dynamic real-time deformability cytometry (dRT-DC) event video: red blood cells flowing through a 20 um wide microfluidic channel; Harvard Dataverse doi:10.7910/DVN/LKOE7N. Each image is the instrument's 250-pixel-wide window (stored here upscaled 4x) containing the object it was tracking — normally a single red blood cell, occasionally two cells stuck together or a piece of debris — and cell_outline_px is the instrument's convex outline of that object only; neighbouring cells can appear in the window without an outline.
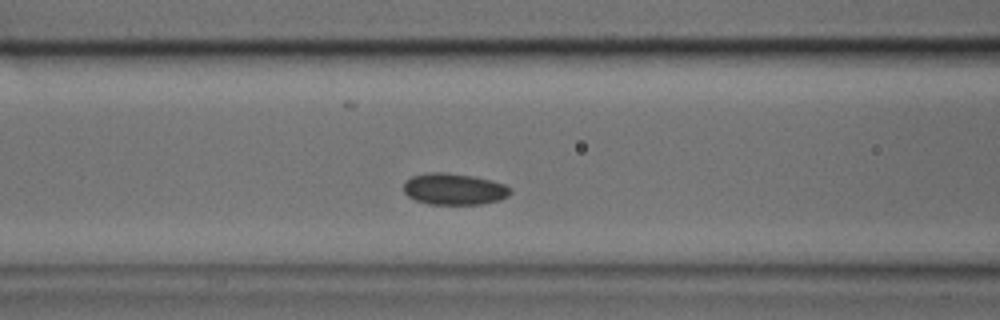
{"species": "common noctule bat (a hibernating species)", "species_latin": "Nyctalus noctula", "temperature_condition": "cold", "stored_images_in_passage": 28, "camera_frame_rate_fps": 3000, "um_per_image_px": 0.085, "animal": {"sex": "male", "body_mass_g": 17.9, "forearm_length_mm": 54.2}, "frame": {"image": 1, "passage_image": 4, "time_ms": 1.0, "image_size_px": [1000, 320], "cell_outline_px": [[512, 192], [508, 196], [500, 200], [480, 204], [428, 204], [416, 200], [408, 196], [404, 192], [404, 184], [412, 176], [424, 172], [448, 172], [472, 176], [492, 180], [504, 184], [512, 188]], "centroid_in_image_um": [38.62, 16.06], "position_along_channel_um": 128.0, "area_um2": 19.71}}
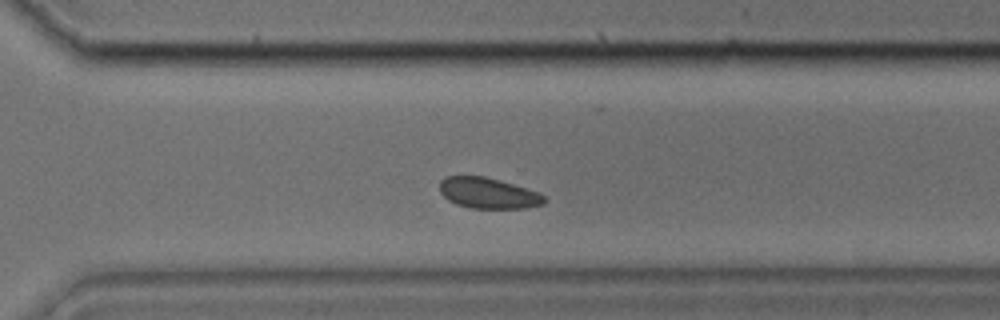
{"frame": {"image": 2, "passage_image": 16, "time_ms": 5.0, "image_size_px": [1000, 320], "cell_outline_px": [[548, 200], [544, 204], [524, 208], [472, 208], [456, 204], [448, 200], [440, 192], [440, 180], [448, 176], [484, 176], [500, 180], [540, 192]], "centroid_in_image_um": [41.52, 16.41], "position_along_channel_um": 329.1, "area_um2": 18.84}}
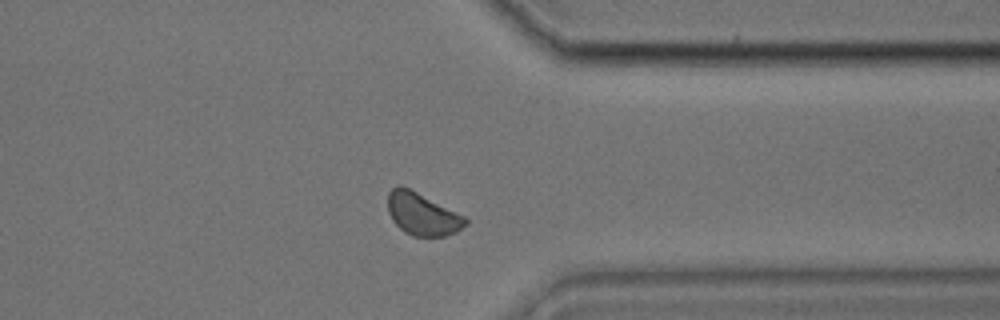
{"frame": {"image": 3, "passage_image": 19, "time_ms": 6.0, "image_size_px": [1000, 320], "cell_outline_px": [[468, 224], [456, 232], [444, 236], [412, 236], [404, 232], [392, 220], [388, 212], [388, 192], [392, 188], [400, 184], [464, 216], [468, 220]], "centroid_in_image_um": [35.88, 18.21], "position_along_channel_um": 375.5, "area_um2": 18.96}}